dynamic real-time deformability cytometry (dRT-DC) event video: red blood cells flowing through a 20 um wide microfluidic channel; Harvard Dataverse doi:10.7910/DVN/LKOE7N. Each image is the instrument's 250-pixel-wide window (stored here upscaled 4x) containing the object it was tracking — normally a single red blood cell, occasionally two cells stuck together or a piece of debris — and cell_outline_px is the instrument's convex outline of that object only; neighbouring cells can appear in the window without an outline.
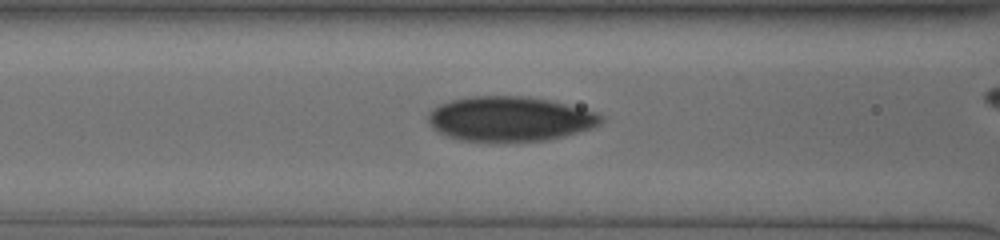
{"species": "human", "species_latin": "Homo sapiens", "temperature_condition": "cold", "stored_images_in_passage": 34, "camera_frame_rate_fps": 3000, "um_per_image_px": 0.085, "donor": {"sex": "male"}, "frame": {"image": 1, "passage_image": 11, "time_ms": 3.333, "image_size_px": [1000, 240], "cell_outline_px": [[604, 120], [592, 128], [564, 136], [544, 140], [456, 140], [432, 128], [428, 120], [428, 112], [432, 108], [440, 104], [452, 100], [472, 96], [524, 96], [548, 100], [596, 112], [604, 116]], "centroid_in_image_um": [43.32, 10.09], "position_along_channel_um": 123.3, "area_um2": 44.51}}
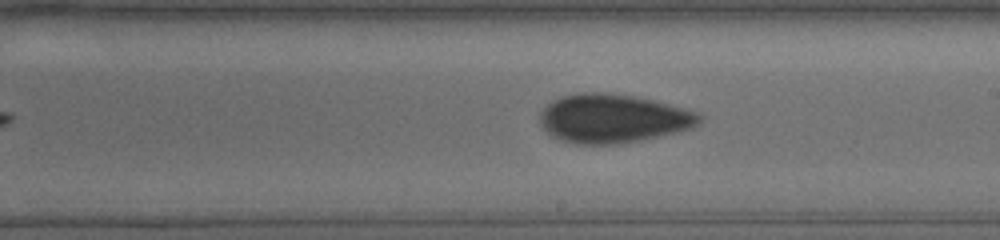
{"frame": {"image": 2, "passage_image": 20, "time_ms": 6.333, "image_size_px": [1000, 240], "cell_outline_px": [[704, 116], [700, 124], [692, 128], [676, 132], [640, 140], [616, 144], [576, 144], [560, 140], [552, 136], [540, 124], [540, 112], [552, 100], [560, 96], [580, 92], [608, 92], [632, 96], [652, 100], [684, 108], [696, 112]], "centroid_in_image_um": [52.09, 10.06], "position_along_channel_um": 236.9, "area_um2": 45.37}}
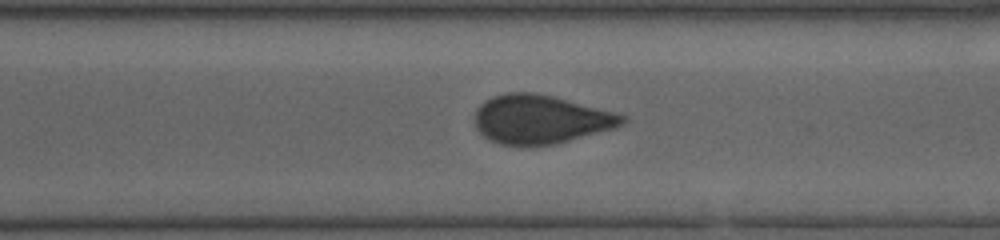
{"frame": {"image": 3, "passage_image": 27, "time_ms": 8.667, "image_size_px": [1000, 240], "cell_outline_px": [[628, 120], [624, 124], [612, 128], [568, 140], [552, 144], [500, 144], [484, 136], [476, 128], [476, 108], [484, 100], [492, 96], [508, 92], [532, 92], [552, 96], [616, 112], [628, 116]], "centroid_in_image_um": [45.95, 10.11], "position_along_channel_um": 324.7, "area_um2": 41.33}}